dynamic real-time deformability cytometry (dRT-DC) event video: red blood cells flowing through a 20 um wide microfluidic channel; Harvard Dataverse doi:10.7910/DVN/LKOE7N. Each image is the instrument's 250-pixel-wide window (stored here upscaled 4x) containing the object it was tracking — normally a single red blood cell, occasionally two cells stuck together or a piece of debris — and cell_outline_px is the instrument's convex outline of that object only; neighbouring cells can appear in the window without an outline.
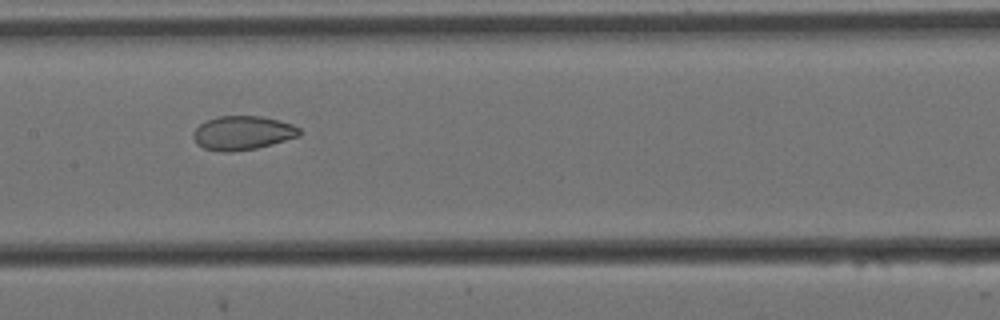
{"species": "Egyptian fruit bat (a non-hibernating species)", "species_latin": "Rousettus aegyptiacus", "temperature_condition": "cold", "stored_images_in_passage": 14, "camera_frame_rate_fps": 3000, "um_per_image_px": 0.085, "animal": {"sex": "female"}, "frame": {"image": 1, "passage_image": 7, "time_ms": 2.0, "image_size_px": [1000, 320], "cell_outline_px": [[300, 136], [272, 144], [256, 148], [232, 152], [220, 152], [204, 148], [196, 144], [192, 136], [192, 132], [200, 124], [216, 116], [260, 116], [292, 124], [300, 128]], "centroid_in_image_um": [20.59, 11.31], "position_along_channel_um": 186.8, "area_um2": 21.04}}
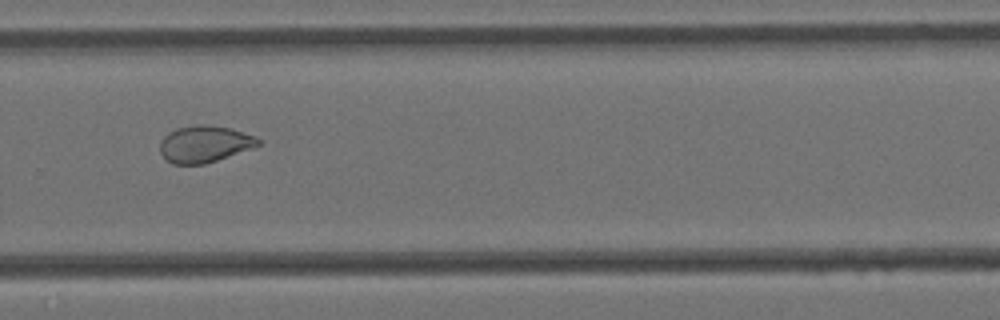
{"frame": {"image": 2, "passage_image": 10, "time_ms": 3.0, "image_size_px": [1000, 320], "cell_outline_px": [[260, 144], [216, 160], [204, 164], [172, 164], [160, 152], [160, 140], [168, 132], [176, 128], [196, 124], [208, 124], [232, 128], [256, 136], [260, 140]], "centroid_in_image_um": [17.35, 12.21], "position_along_channel_um": 312.4, "area_um2": 20.92}}
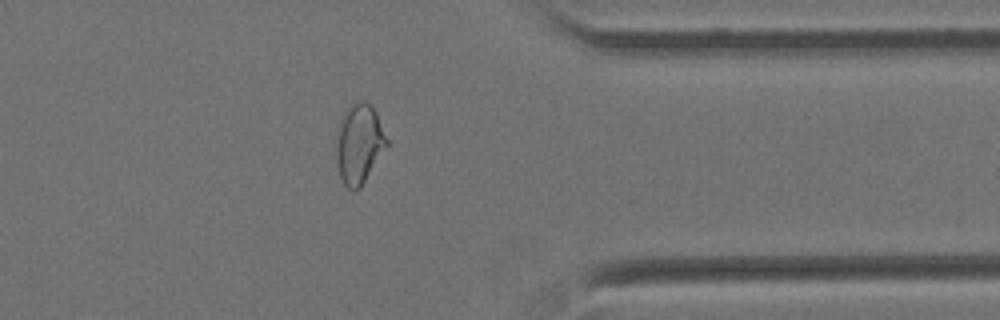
{"frame": {"image": 3, "passage_image": 12, "time_ms": 3.667, "image_size_px": [1000, 320], "cell_outline_px": [[388, 144], [360, 188], [352, 192], [344, 184], [340, 176], [336, 148], [336, 132], [340, 120], [344, 112], [352, 104], [360, 100], [364, 100], [376, 112], [388, 140]], "centroid_in_image_um": [30.52, 12.22], "position_along_channel_um": 380.9, "area_um2": 23.18}}